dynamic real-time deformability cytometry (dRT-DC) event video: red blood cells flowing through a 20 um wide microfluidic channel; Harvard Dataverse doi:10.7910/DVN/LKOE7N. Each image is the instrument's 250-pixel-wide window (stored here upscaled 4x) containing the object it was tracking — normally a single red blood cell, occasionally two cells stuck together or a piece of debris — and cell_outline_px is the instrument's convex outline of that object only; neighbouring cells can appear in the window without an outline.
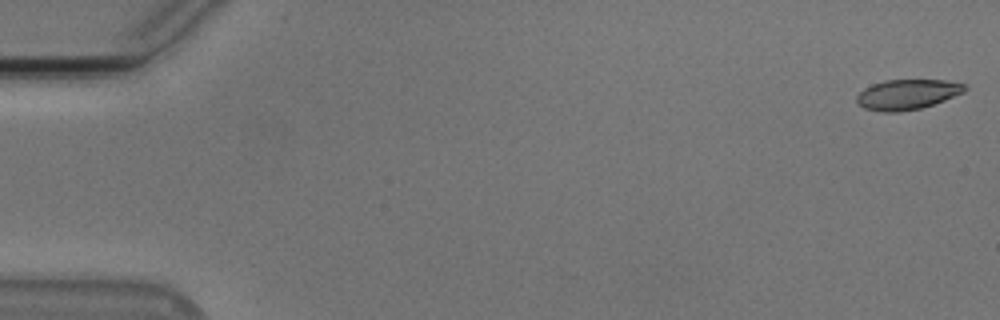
{"species": "Egyptian fruit bat (a non-hibernating species)", "species_latin": "Rousettus aegyptiacus", "temperature_condition": "cold", "stored_images_in_passage": 56, "segment_of_instrument_passage": [1, 2], "camera_frame_rate_fps": 3000, "um_per_image_px": 0.085, "animal": {"sex": "male"}, "frame": {"image": 1, "passage_image": 1, "time_ms": 0.0, "image_size_px": [1000, 320], "cell_outline_px": [[968, 88], [964, 92], [944, 100], [920, 108], [896, 112], [884, 112], [864, 108], [856, 100], [856, 96], [864, 88], [872, 84], [884, 80], [944, 80], [968, 84]], "centroid_in_image_um": [77.13, 8.01], "position_along_channel_um": 7.9, "area_um2": 18.9}}
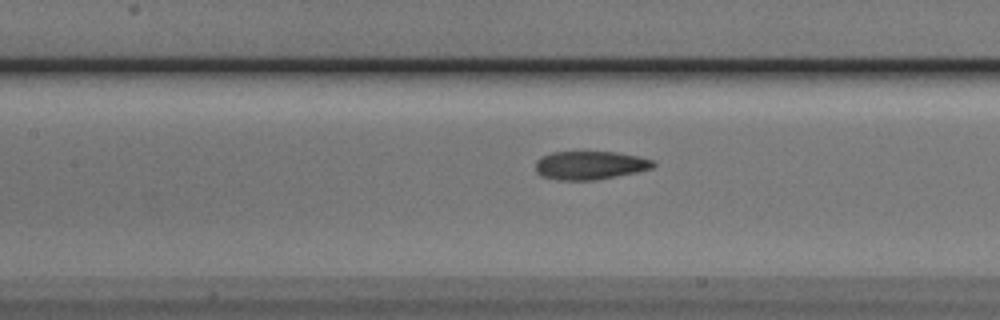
{"frame": {"image": 2, "passage_image": 25, "time_ms": 8.0, "image_size_px": [1000, 320], "cell_outline_px": [[656, 164], [652, 168], [636, 172], [596, 180], [556, 180], [540, 176], [536, 172], [536, 160], [552, 152], [616, 152], [640, 156], [656, 160]], "centroid_in_image_um": [50.17, 14.05], "position_along_channel_um": 157.2, "area_um2": 19.65}}
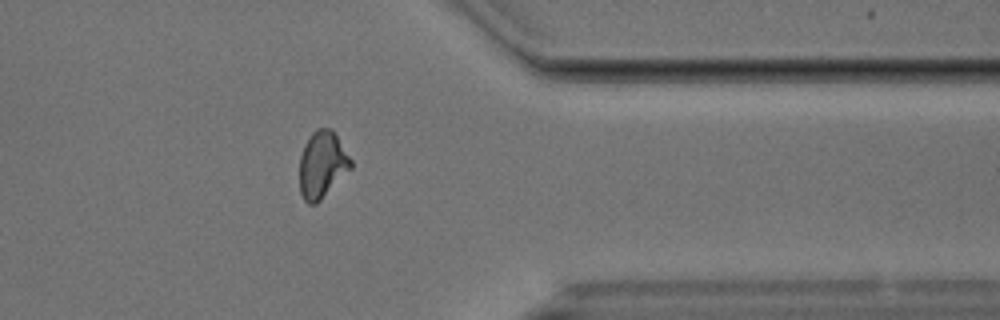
{"frame": {"image": 3, "passage_image": 44, "time_ms": 14.333, "image_size_px": [1000, 320], "cell_outline_px": [[352, 168], [316, 204], [308, 204], [304, 200], [300, 192], [300, 156], [304, 144], [312, 132], [316, 128], [332, 128], [352, 160]], "centroid_in_image_um": [27.39, 13.98], "position_along_channel_um": 384.0, "area_um2": 20.0}}